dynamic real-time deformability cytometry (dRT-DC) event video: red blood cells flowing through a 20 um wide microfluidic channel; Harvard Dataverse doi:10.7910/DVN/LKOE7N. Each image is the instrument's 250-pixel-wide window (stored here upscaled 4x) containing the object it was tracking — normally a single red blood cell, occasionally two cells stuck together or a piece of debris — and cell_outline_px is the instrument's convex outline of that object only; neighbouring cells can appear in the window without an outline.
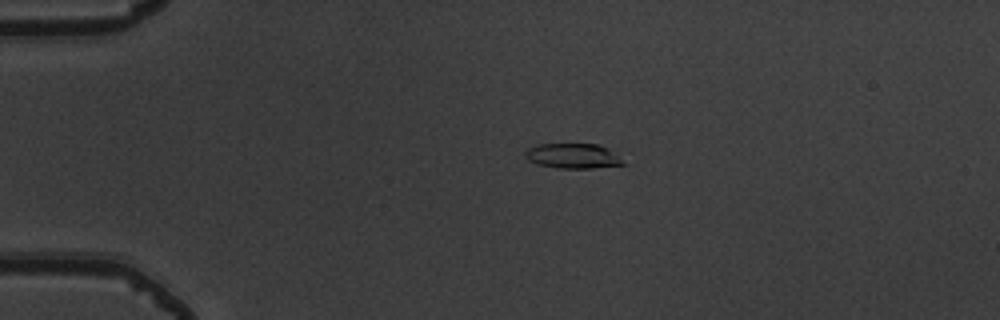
{"species": "common noctule bat (a hibernating species)", "species_latin": "Nyctalus noctula", "temperature_condition": "warm", "stored_images_in_passage": 44, "camera_frame_rate_fps": 3000, "um_per_image_px": 0.085, "animal": {"sex": "male", "body_mass_g": 19.5, "forearm_length_mm": 54.6}, "frame": {"image": 1, "passage_image": 3, "time_ms": 0.667, "image_size_px": [1000, 320], "cell_outline_px": [[628, 164], [592, 168], [560, 168], [536, 164], [528, 160], [524, 156], [524, 152], [528, 148], [536, 144], [600, 144]], "centroid_in_image_um": [48.65, 13.26], "position_along_channel_um": 36.4, "area_um2": 14.22}}
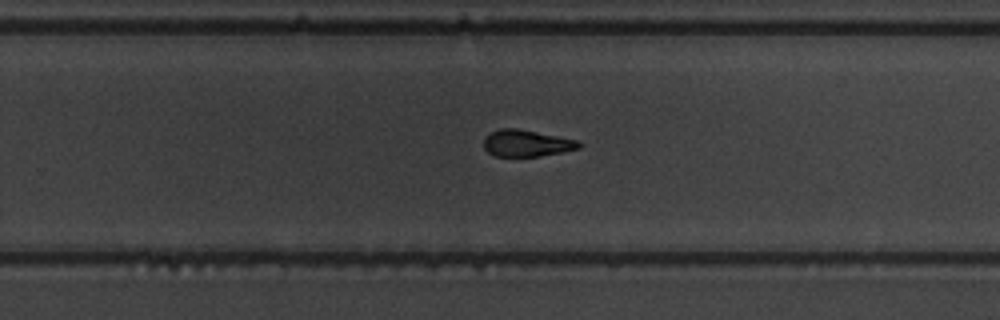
{"frame": {"image": 2, "passage_image": 26, "time_ms": 8.333, "image_size_px": [1000, 320], "cell_outline_px": [[584, 144], [580, 148], [564, 152], [540, 156], [496, 156], [488, 152], [484, 148], [484, 136], [500, 128], [516, 128], [576, 140]], "centroid_in_image_um": [44.76, 12.18], "position_along_channel_um": 285.0, "area_um2": 14.74}}
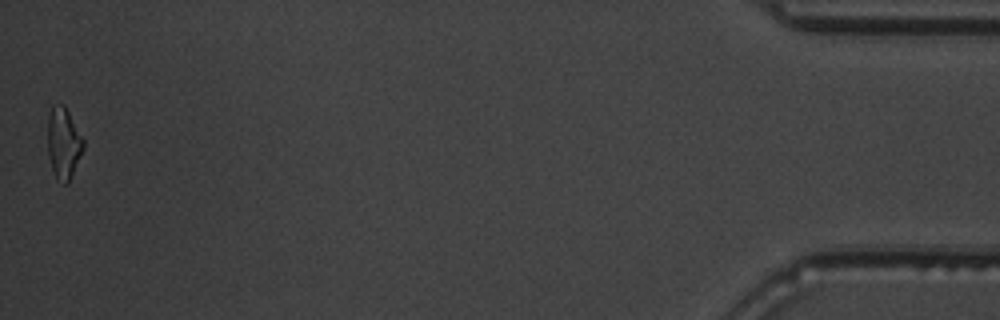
{"frame": {"image": 3, "passage_image": 44, "time_ms": 14.333, "image_size_px": [1000, 320], "cell_outline_px": [[84, 148], [68, 184], [64, 184], [56, 180], [48, 156], [48, 116], [52, 104], [64, 104], [84, 140]], "centroid_in_image_um": [5.39, 12.17], "position_along_channel_um": 429.8, "area_um2": 14.91}, "authors_computed_cell_mechanics": {"area_um2": 15.3459, "velocity_mm_per_s": 3.8646, "shape_relaxation_time_tau1_ms": 5.0575, "shape_relaxation_time_tau2_ms": 5.1212, "deformation_change_tau1": 0.1657, "deformation_change_tau2": 0.1518}}